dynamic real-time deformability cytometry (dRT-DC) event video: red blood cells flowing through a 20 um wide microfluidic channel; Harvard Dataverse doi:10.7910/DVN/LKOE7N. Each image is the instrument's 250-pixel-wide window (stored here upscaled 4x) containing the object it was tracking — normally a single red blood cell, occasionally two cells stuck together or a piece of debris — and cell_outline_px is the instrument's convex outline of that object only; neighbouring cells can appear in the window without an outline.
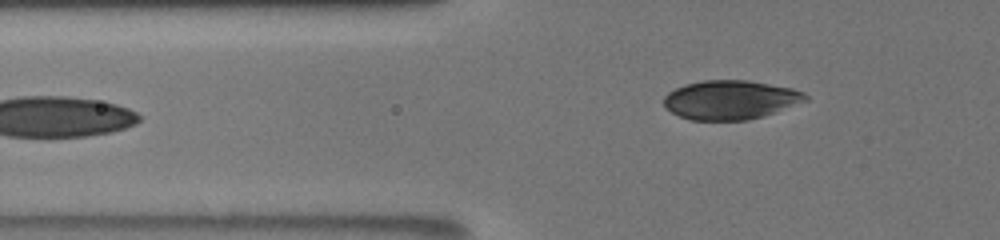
{"species": "human", "species_latin": "Homo sapiens", "temperature_condition": "room temperature", "stored_images_in_passage": 8, "camera_frame_rate_fps": 3000, "um_per_image_px": 0.085, "donor": {"sex": "male"}, "frame": {"image": 1, "passage_image": 8, "time_ms": 2.667, "image_size_px": [1000, 240], "cell_outline_px": [[808, 100], [776, 112], [764, 116], [748, 120], [692, 120], [680, 116], [664, 108], [664, 96], [668, 92], [684, 84], [704, 80], [748, 80], [792, 88], [804, 92], [808, 96]], "centroid_in_image_um": [62.09, 8.48], "position_along_channel_um": 63.7, "area_um2": 32.37}}